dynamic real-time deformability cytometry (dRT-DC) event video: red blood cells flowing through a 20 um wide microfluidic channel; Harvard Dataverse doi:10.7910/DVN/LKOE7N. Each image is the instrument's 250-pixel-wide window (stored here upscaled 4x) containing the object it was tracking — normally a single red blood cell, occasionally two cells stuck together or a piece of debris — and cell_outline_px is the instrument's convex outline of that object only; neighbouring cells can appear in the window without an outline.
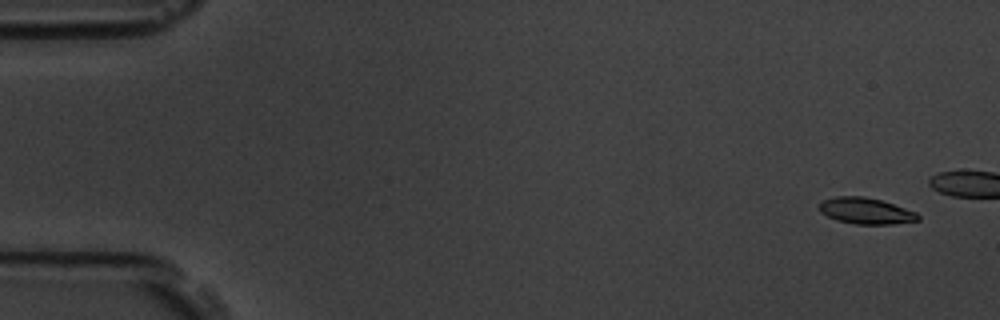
{"species": "common noctule bat (a hibernating species)", "species_latin": "Nyctalus noctula", "temperature_condition": "room temperature", "stored_images_in_passage": 5, "camera_frame_rate_fps": 3000, "um_per_image_px": 0.085, "animal": {"sex": "male", "body_mass_g": 19.5, "forearm_length_mm": 54.6}, "frame": {"image": 1, "passage_image": 1, "time_ms": 0.0, "image_size_px": [1000, 320], "cell_outline_px": [[920, 220], [892, 224], [856, 224], [836, 220], [820, 212], [820, 204], [824, 200], [836, 196], [864, 196], [880, 200], [916, 212], [920, 216]], "centroid_in_image_um": [73.6, 17.93], "position_along_channel_um": 11.4, "area_um2": 14.91}}